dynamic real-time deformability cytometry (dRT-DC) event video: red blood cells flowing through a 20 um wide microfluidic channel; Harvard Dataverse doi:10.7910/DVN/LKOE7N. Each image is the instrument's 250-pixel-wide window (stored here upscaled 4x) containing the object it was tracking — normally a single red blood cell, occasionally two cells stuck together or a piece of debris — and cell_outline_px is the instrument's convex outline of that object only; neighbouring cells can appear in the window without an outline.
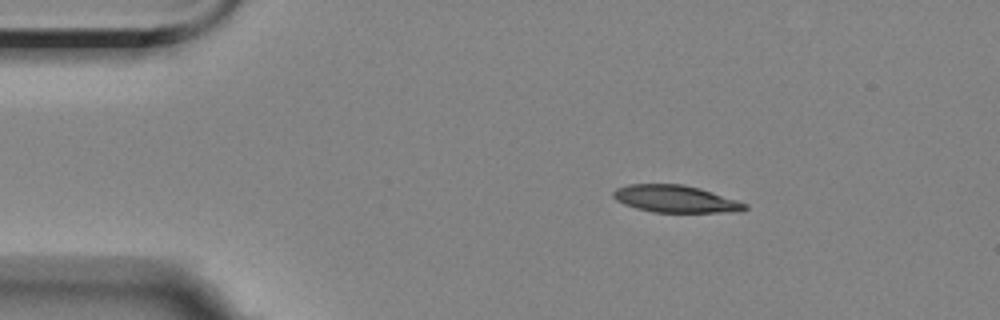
{"species": "Egyptian fruit bat (a non-hibernating species)", "species_latin": "Rousettus aegyptiacus", "temperature_condition": "room temperature", "stored_images_in_passage": 3, "camera_frame_rate_fps": 3000, "um_per_image_px": 0.085, "animal": {"sex": "female"}, "frame": {"image": 1, "passage_image": 1, "time_ms": 0.0, "image_size_px": [1000, 320], "cell_outline_px": [[748, 208], [744, 212], [652, 212], [636, 208], [624, 204], [616, 200], [612, 196], [612, 192], [616, 188], [628, 184], [684, 184], [700, 188], [748, 204]], "centroid_in_image_um": [57.42, 16.91], "position_along_channel_um": 27.6, "area_um2": 20.98}}